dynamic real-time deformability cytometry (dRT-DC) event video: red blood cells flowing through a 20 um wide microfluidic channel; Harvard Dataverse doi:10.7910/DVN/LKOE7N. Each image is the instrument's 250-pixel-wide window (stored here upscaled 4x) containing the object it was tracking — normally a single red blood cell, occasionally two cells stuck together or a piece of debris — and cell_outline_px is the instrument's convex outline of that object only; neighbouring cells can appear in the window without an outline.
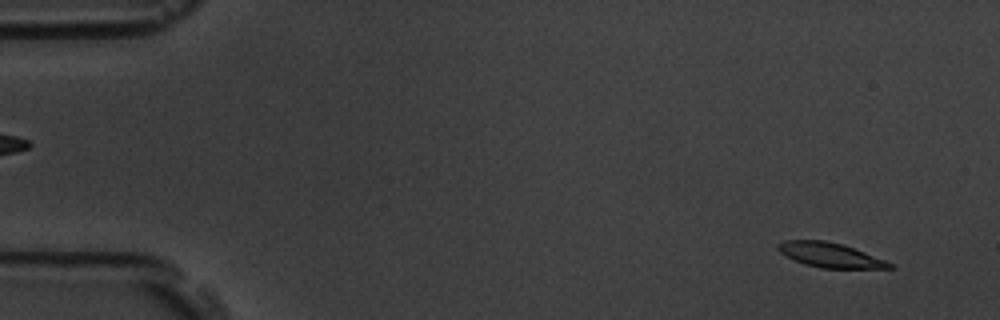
{"species": "common noctule bat (a hibernating species)", "species_latin": "Nyctalus noctula", "temperature_condition": "room temperature", "stored_images_in_passage": 5, "camera_frame_rate_fps": 3000, "um_per_image_px": 0.085, "animal": {"sex": "male", "body_mass_g": 19.5, "forearm_length_mm": 54.6}, "frame": {"image": 1, "passage_image": 1, "time_ms": 0.0, "image_size_px": [1000, 320], "cell_outline_px": [[896, 268], [820, 268], [804, 264], [780, 252], [776, 248], [776, 244], [784, 240], [824, 240], [840, 244], [864, 252], [884, 260], [892, 264]], "centroid_in_image_um": [70.51, 21.68], "position_along_channel_um": 14.5, "area_um2": 15.72}}
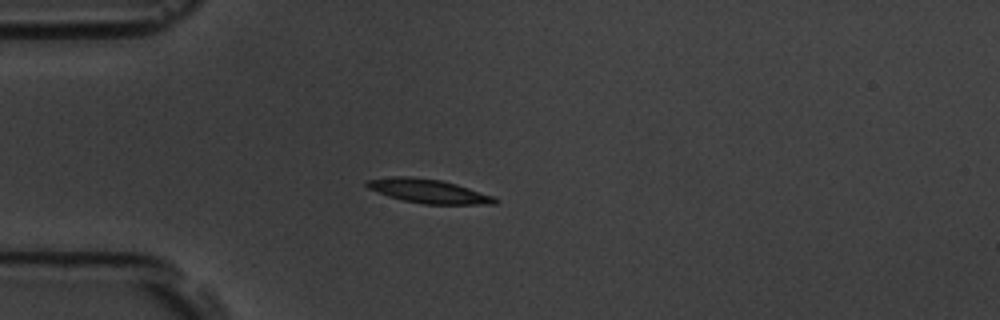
{"frame": {"image": 2, "passage_image": 4, "time_ms": 1.0, "image_size_px": [1000, 320], "cell_outline_px": [[500, 200], [496, 204], [424, 204], [404, 200], [388, 196], [368, 188], [364, 184], [364, 180], [392, 176], [408, 176], [440, 180], [456, 184], [496, 196]], "centroid_in_image_um": [36.43, 16.24], "position_along_channel_um": 48.6, "area_um2": 17.98}}